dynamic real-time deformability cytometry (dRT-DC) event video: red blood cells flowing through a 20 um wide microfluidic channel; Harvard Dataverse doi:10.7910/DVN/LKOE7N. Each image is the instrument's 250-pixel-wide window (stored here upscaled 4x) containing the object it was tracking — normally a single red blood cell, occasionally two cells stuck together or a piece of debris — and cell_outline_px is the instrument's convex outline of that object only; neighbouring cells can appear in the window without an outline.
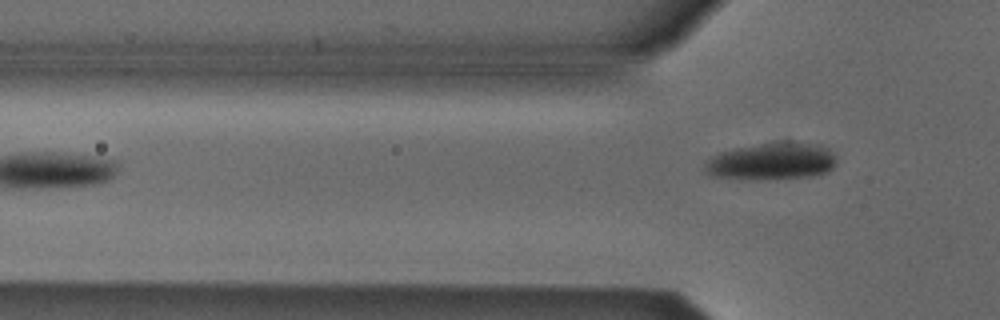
{"species": "Egyptian fruit bat (a non-hibernating species)", "species_latin": "Rousettus aegyptiacus", "temperature_condition": "cold", "stored_images_in_passage": 3, "camera_frame_rate_fps": 3000, "um_per_image_px": 0.085, "animal": {"sex": "male"}, "frame": {"image": 1, "passage_image": 3, "time_ms": 0.667, "image_size_px": [1000, 320], "cell_outline_px": [[836, 164], [828, 172], [816, 176], [768, 180], [752, 180], [712, 176], [704, 172], [704, 164], [712, 156], [720, 152], [736, 148], [784, 140], [788, 140], [820, 144], [828, 148], [832, 152], [836, 160]], "centroid_in_image_um": [65.63, 13.71], "position_along_channel_um": 60.2, "area_um2": 29.25}}